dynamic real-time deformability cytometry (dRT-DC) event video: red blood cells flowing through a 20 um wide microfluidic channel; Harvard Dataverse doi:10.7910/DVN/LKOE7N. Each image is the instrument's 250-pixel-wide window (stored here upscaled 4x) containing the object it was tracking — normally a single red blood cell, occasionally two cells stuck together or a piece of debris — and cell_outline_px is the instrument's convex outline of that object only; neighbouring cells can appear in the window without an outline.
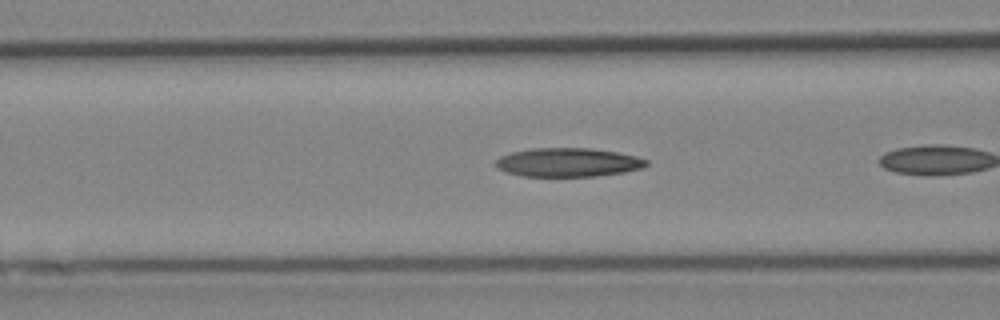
{"species": "Egyptian fruit bat (a non-hibernating species)", "species_latin": "Rousettus aegyptiacus", "temperature_condition": "cold", "stored_images_in_passage": 6, "camera_frame_rate_fps": 3000, "um_per_image_px": 0.085, "animal": {"sex": "female"}, "frame": {"image": 1, "passage_image": 5, "time_ms": 1.333, "image_size_px": [1000, 320], "cell_outline_px": [[648, 164], [640, 168], [624, 172], [596, 176], [524, 176], [508, 172], [500, 168], [496, 164], [496, 160], [500, 156], [512, 152], [532, 148], [592, 148], [616, 152], [636, 156], [648, 160]], "centroid_in_image_um": [48.31, 13.79], "position_along_channel_um": 118.3, "area_um2": 25.03}}